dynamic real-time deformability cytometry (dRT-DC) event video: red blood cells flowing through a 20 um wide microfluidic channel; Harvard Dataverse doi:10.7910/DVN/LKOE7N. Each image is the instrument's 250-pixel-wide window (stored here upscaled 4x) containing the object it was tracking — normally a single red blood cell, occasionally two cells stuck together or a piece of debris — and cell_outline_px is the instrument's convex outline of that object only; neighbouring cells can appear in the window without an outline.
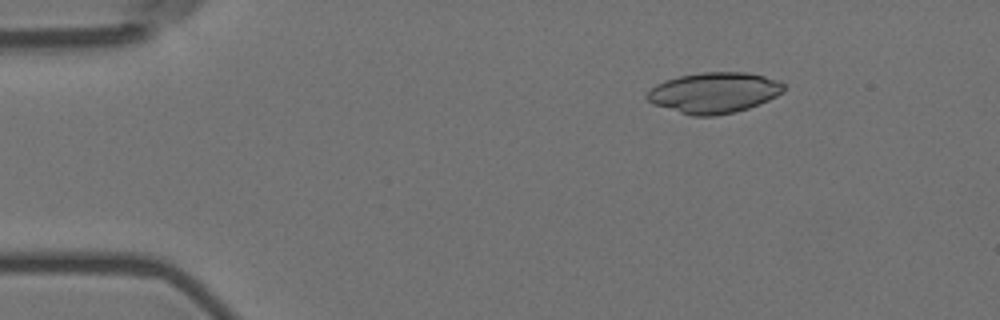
{"species": "Egyptian fruit bat (a non-hibernating species)", "species_latin": "Rousettus aegyptiacus", "temperature_condition": "room temperature", "stored_images_in_passage": 48, "camera_frame_rate_fps": 3000, "um_per_image_px": 0.085, "animal": {"sex": "female"}, "frame": {"image": 1, "passage_image": 1, "time_ms": 0.0, "image_size_px": [1000, 320], "cell_outline_px": [[784, 92], [768, 100], [748, 108], [736, 112], [716, 116], [692, 116], [652, 104], [644, 96], [656, 84], [664, 80], [680, 76], [700, 72], [748, 72], [764, 76], [776, 80], [784, 84]], "centroid_in_image_um": [60.68, 7.88], "position_along_channel_um": 24.3, "area_um2": 32.54}}
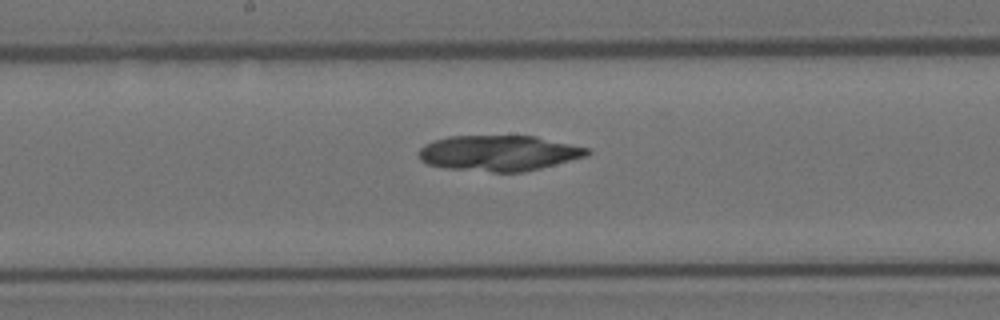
{"frame": {"image": 2, "passage_image": 22, "time_ms": 7.0, "image_size_px": [1000, 320], "cell_outline_px": [[592, 152], [588, 156], [524, 172], [492, 172], [444, 168], [428, 164], [420, 160], [420, 148], [424, 144], [448, 136], [536, 136], [592, 148]], "centroid_in_image_um": [42.46, 13.01], "position_along_channel_um": 205.7, "area_um2": 35.14}}
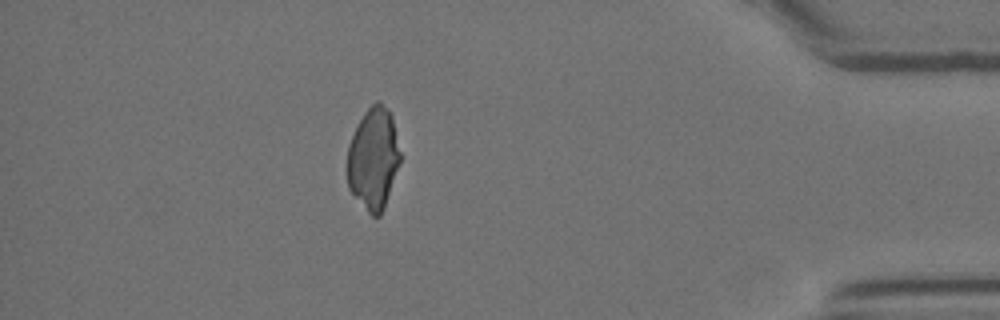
{"frame": {"image": 3, "passage_image": 42, "time_ms": 13.667, "image_size_px": [1000, 320], "cell_outline_px": [[400, 160], [384, 208], [380, 216], [372, 216], [368, 212], [348, 188], [348, 144], [364, 112], [376, 100], [380, 100], [392, 112], [400, 152]], "centroid_in_image_um": [31.75, 13.43], "position_along_channel_um": 403.5, "area_um2": 31.27}}